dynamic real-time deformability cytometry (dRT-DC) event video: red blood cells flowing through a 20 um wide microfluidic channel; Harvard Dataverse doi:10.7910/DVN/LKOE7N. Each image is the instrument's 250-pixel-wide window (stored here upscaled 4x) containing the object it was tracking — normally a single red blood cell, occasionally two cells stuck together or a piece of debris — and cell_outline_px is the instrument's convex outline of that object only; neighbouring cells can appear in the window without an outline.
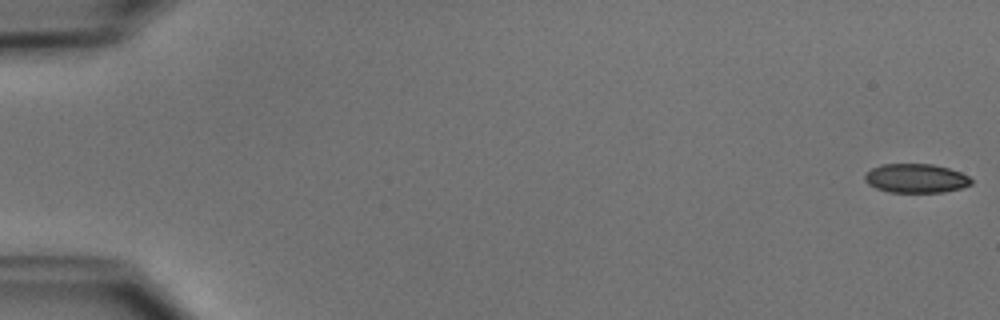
{"species": "common noctule bat (a hibernating species)", "species_latin": "Nyctalus noctula", "temperature_condition": "cold", "stored_images_in_passage": 52, "camera_frame_rate_fps": 3000, "um_per_image_px": 0.085, "animal": {"sex": "male", "body_mass_g": 15.6}, "frame": {"image": 1, "passage_image": 1, "time_ms": 0.0, "image_size_px": [1000, 320], "cell_outline_px": [[972, 184], [960, 188], [944, 192], [888, 192], [876, 188], [868, 184], [864, 180], [864, 176], [872, 168], [880, 164], [932, 164], [948, 168], [960, 172], [968, 176], [972, 180]], "centroid_in_image_um": [77.84, 15.16], "position_along_channel_um": 7.2, "area_um2": 17.98}}
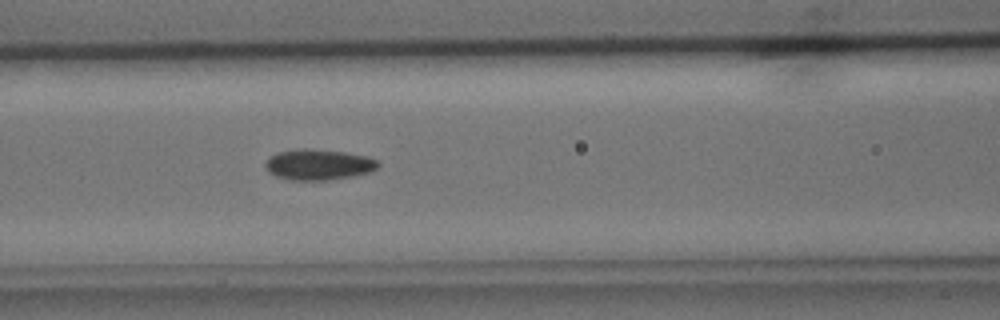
{"frame": {"image": 2, "passage_image": 23, "time_ms": 7.333, "image_size_px": [1000, 320], "cell_outline_px": [[380, 164], [372, 172], [352, 176], [328, 180], [292, 180], [276, 176], [268, 172], [264, 164], [268, 156], [276, 152], [296, 148], [312, 148], [344, 152], [368, 156], [376, 160]], "centroid_in_image_um": [27.04, 13.97], "position_along_channel_um": 139.6, "area_um2": 20.52}}
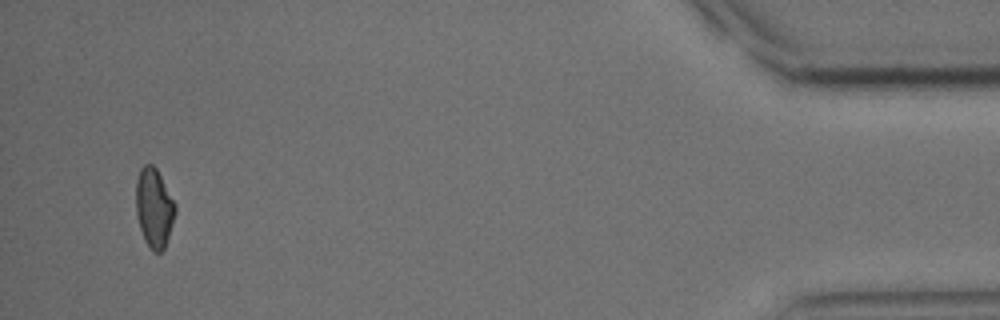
{"frame": {"image": 3, "passage_image": 50, "time_ms": 16.333, "image_size_px": [1000, 320], "cell_outline_px": [[176, 212], [164, 248], [160, 252], [152, 252], [144, 240], [136, 216], [136, 180], [140, 168], [144, 164], [152, 164], [156, 168], [176, 204]], "centroid_in_image_um": [13.08, 17.66], "position_along_channel_um": 422.1, "area_um2": 18.15}, "authors_computed_cell_mechanics": {"area_um2": 19.1318, "velocity_mm_per_s": 3.9311, "shape_relaxation_time_tau1_ms": 4.1007, "shape_relaxation_time_tau2_ms": 5.4199, "deformation_change_tau1": 0.0893, "deformation_change_tau2": 0.0943}}